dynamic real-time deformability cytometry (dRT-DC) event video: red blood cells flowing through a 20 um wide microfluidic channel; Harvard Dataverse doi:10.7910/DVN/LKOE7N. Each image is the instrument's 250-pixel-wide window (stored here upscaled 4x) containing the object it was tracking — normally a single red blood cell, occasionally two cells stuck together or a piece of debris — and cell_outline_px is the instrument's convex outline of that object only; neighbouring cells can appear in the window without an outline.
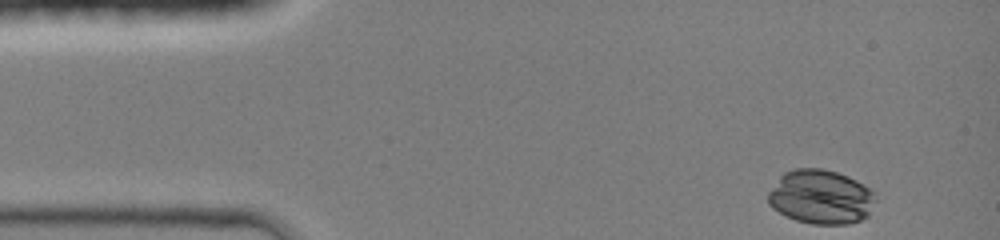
{"species": "common noctule bat (a hibernating species)", "species_latin": "Nyctalus noctula", "temperature_condition": "room temperature", "stored_images_in_passage": 37, "camera_frame_rate_fps": 3000, "um_per_image_px": 0.085, "animal": {"sex": "female", "body_mass_g": 19.0, "forearm_length_mm": 51.5}, "frame": {"image": 1, "passage_image": 1, "time_ms": 0.0, "image_size_px": [1000, 240], "cell_outline_px": [[876, 200], [868, 216], [860, 220], [848, 224], [812, 224], [796, 220], [772, 208], [768, 204], [768, 192], [780, 176], [784, 172], [792, 168], [824, 168], [848, 176], [872, 188]], "centroid_in_image_um": [69.78, 16.73], "position_along_channel_um": 15.2, "area_um2": 34.22}}
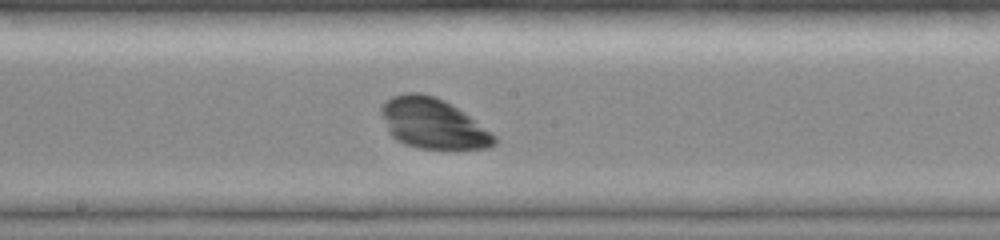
{"frame": {"image": 2, "passage_image": 21, "time_ms": 6.667, "image_size_px": [1000, 240], "cell_outline_px": [[496, 144], [488, 148], [420, 148], [404, 144], [396, 140], [388, 132], [380, 112], [380, 108], [392, 96], [404, 92], [420, 92], [436, 96], [444, 100], [492, 132], [496, 136]], "centroid_in_image_um": [36.76, 10.49], "position_along_channel_um": 211.4, "area_um2": 32.89}}
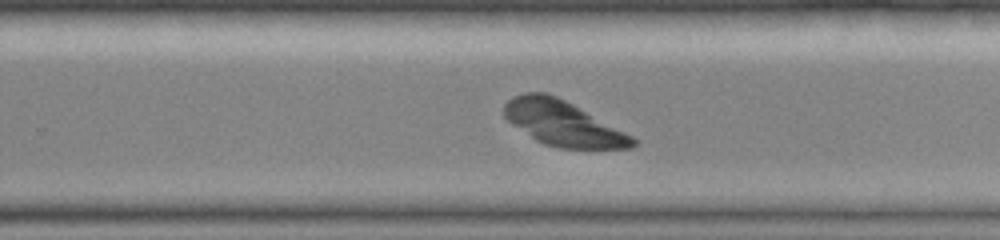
{"frame": {"image": 3, "passage_image": 26, "time_ms": 8.333, "image_size_px": [1000, 240], "cell_outline_px": [[636, 144], [632, 148], [560, 148], [544, 144], [536, 140], [512, 124], [504, 116], [504, 104], [512, 96], [524, 92], [548, 92], [572, 104], [632, 136], [636, 140]], "centroid_in_image_um": [47.8, 10.47], "position_along_channel_um": 282.0, "area_um2": 33.23}}